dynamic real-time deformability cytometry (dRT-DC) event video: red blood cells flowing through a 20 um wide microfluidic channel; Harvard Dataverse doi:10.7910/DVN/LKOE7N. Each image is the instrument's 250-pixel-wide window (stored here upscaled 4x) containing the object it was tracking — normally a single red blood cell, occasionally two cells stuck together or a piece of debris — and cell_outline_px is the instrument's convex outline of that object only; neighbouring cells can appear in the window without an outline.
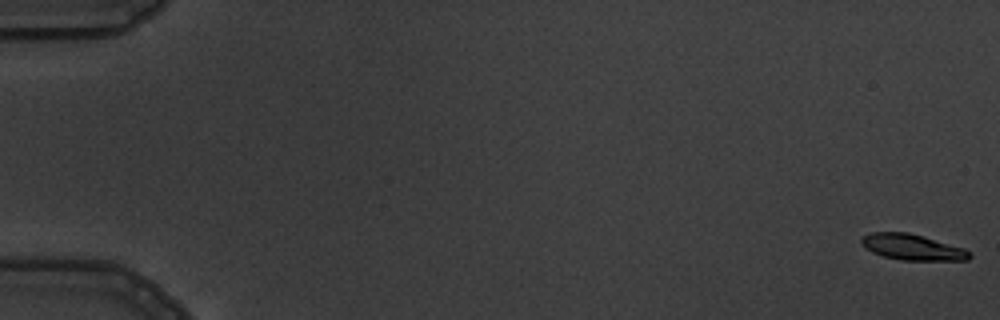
{"species": "common noctule bat (a hibernating species)", "species_latin": "Nyctalus noctula", "temperature_condition": "warm", "stored_images_in_passage": 7, "segment_of_instrument_passage": [1, 2], "camera_frame_rate_fps": 3000, "um_per_image_px": 0.085, "animal": {"sex": "male", "body_mass_g": 19.5, "forearm_length_mm": 54.6}, "frame": {"image": 1, "passage_image": 1, "time_ms": 0.0, "image_size_px": [1000, 320], "cell_outline_px": [[972, 256], [968, 260], [900, 260], [884, 256], [872, 252], [864, 248], [860, 244], [860, 240], [864, 236], [872, 232], [908, 232], [924, 236], [964, 248], [972, 252]], "centroid_in_image_um": [77.55, 21.01], "position_along_channel_um": 7.4, "area_um2": 16.42}}